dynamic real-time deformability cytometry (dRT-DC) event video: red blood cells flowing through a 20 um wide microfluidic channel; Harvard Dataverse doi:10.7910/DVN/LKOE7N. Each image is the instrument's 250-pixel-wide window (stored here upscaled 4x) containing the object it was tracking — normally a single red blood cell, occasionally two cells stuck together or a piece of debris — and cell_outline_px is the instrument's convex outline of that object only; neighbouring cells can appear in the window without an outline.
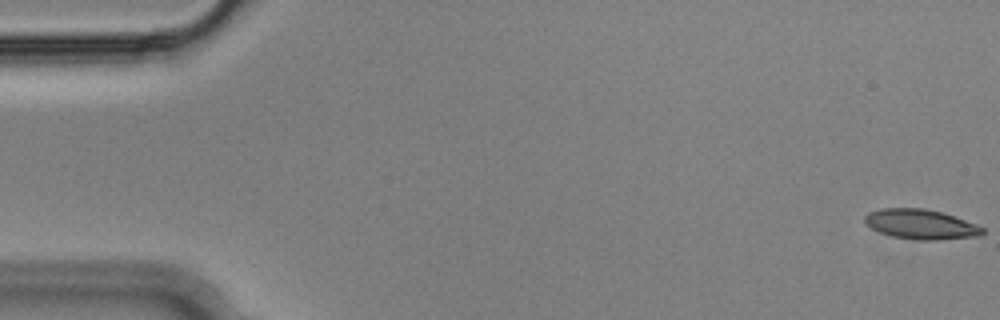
{"species": "Egyptian fruit bat (a non-hibernating species)", "species_latin": "Rousettus aegyptiacus", "temperature_condition": "cold", "stored_images_in_passage": 55, "camera_frame_rate_fps": 3000, "um_per_image_px": 0.085, "animal": {"sex": "male"}, "frame": {"image": 1, "passage_image": 1, "time_ms": 0.0, "image_size_px": [1000, 320], "cell_outline_px": [[984, 232], [980, 236], [936, 240], [920, 240], [892, 236], [880, 232], [864, 224], [864, 216], [868, 212], [880, 208], [924, 208], [940, 212], [976, 224], [984, 228]], "centroid_in_image_um": [78.23, 19.06], "position_along_channel_um": 6.8, "area_um2": 20.4}}
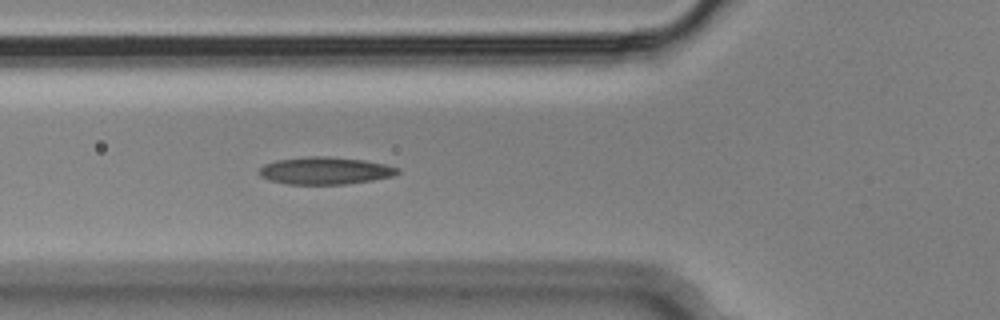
{"frame": {"image": 2, "passage_image": 20, "time_ms": 6.333, "image_size_px": [1000, 320], "cell_outline_px": [[400, 172], [396, 176], [372, 180], [344, 184], [288, 184], [268, 180], [260, 176], [256, 172], [264, 164], [276, 160], [308, 156], [328, 156], [364, 160], [384, 164], [400, 168]], "centroid_in_image_um": [27.63, 14.5], "position_along_channel_um": 98.2, "area_um2": 22.25}}
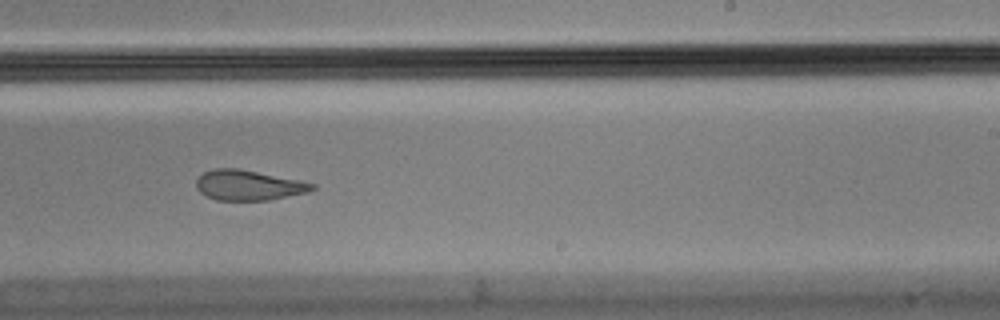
{"frame": {"image": 3, "passage_image": 34, "time_ms": 11.0, "image_size_px": [1000, 320], "cell_outline_px": [[316, 188], [308, 192], [268, 200], [216, 200], [200, 192], [196, 188], [196, 180], [204, 172], [216, 168], [236, 168], [316, 184]], "centroid_in_image_um": [21.09, 15.75], "position_along_channel_um": 267.9, "area_um2": 20.0}, "authors_computed_cell_mechanics": {"area_um2": 21.3282, "velocity_mm_per_s": 3.6276, "shape_relaxation_time_tau1_ms": null, "shape_relaxation_time_tau2_ms": 2.6142, "deformation_change_tau1": null, "deformation_change_tau2": 0.1016}}